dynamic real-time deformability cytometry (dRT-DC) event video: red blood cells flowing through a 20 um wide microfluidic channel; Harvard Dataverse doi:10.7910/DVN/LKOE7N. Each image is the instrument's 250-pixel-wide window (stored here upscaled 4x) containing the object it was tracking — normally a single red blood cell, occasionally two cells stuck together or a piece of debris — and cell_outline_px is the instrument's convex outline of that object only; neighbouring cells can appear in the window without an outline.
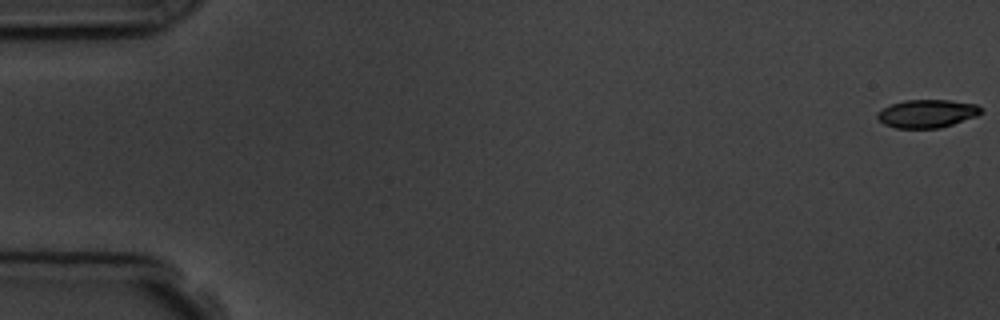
{"species": "common noctule bat (a hibernating species)", "species_latin": "Nyctalus noctula", "temperature_condition": "room temperature", "stored_images_in_passage": 8, "camera_frame_rate_fps": 3000, "um_per_image_px": 0.085, "animal": {"sex": "male", "body_mass_g": 19.5, "forearm_length_mm": 54.6}, "frame": {"image": 1, "passage_image": 1, "time_ms": 0.0, "image_size_px": [1000, 320], "cell_outline_px": [[984, 112], [976, 116], [940, 128], [896, 128], [884, 124], [876, 116], [876, 112], [892, 104], [904, 100], [952, 100], [976, 104], [984, 108]], "centroid_in_image_um": [78.83, 9.65], "position_along_channel_um": 6.2, "area_um2": 17.05}}
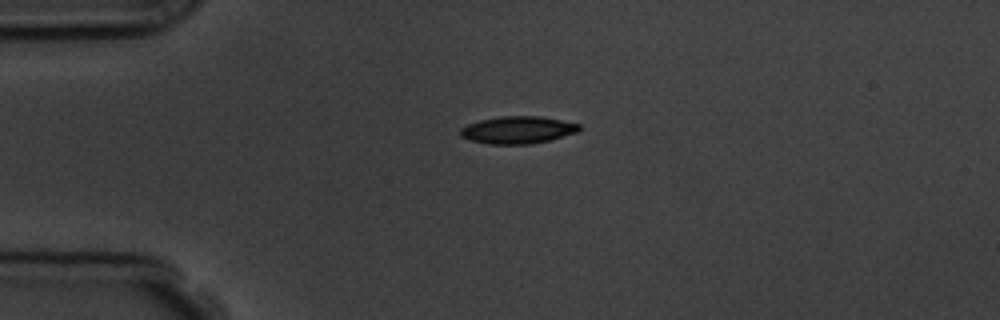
{"frame": {"image": 2, "passage_image": 5, "time_ms": 4.333, "image_size_px": [1000, 320], "cell_outline_px": [[580, 128], [576, 132], [548, 140], [532, 144], [488, 144], [472, 140], [460, 136], [460, 128], [468, 124], [480, 120], [500, 116], [540, 116], [580, 124]], "centroid_in_image_um": [43.97, 11.04], "position_along_channel_um": 41.0, "area_um2": 18.73}}